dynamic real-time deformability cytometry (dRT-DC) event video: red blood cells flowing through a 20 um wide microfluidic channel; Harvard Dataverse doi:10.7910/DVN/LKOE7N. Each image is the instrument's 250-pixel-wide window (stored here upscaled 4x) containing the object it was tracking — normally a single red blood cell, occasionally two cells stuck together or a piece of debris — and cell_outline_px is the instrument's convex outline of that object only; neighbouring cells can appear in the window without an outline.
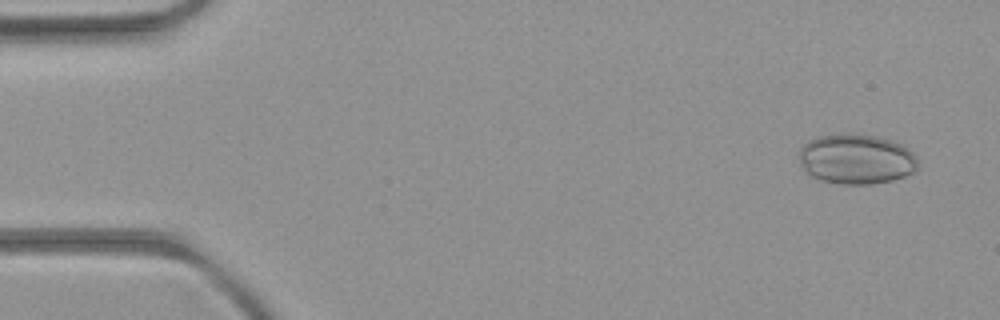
{"species": "common noctule bat (a hibernating species)", "species_latin": "Nyctalus noctula", "temperature_condition": "room temperature", "stored_images_in_passage": 4, "camera_frame_rate_fps": 3000, "um_per_image_px": 0.085, "animal": {"sex": "female", "body_mass_g": 21.9}, "frame": {"image": 1, "passage_image": 4, "time_ms": 3.667, "image_size_px": [1000, 320], "cell_outline_px": [[916, 168], [912, 172], [904, 176], [892, 180], [872, 184], [840, 184], [820, 180], [804, 172], [800, 164], [800, 148], [808, 140], [816, 136], [836, 132], [856, 132], [876, 136], [892, 140], [900, 144], [912, 152], [916, 156]], "centroid_in_image_um": [72.73, 13.49], "position_along_channel_um": 12.3, "area_um2": 35.2}}